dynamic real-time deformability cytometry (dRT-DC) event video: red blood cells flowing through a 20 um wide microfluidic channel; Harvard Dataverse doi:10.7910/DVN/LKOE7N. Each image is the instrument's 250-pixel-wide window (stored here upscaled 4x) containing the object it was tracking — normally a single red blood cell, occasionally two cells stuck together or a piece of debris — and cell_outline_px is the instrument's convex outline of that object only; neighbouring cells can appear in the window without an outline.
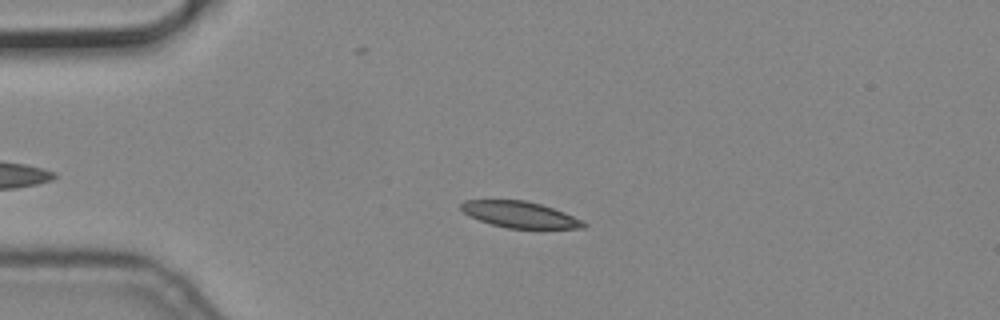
{"species": "common noctule bat (a hibernating species)", "species_latin": "Nyctalus noctula", "temperature_condition": "cold", "stored_images_in_passage": 19, "camera_frame_rate_fps": 3000, "um_per_image_px": 0.085, "animal": {"sex": "male", "body_mass_g": 19.2, "forearm_length_mm": 51.8}, "frame": {"image": 1, "passage_image": 13, "time_ms": 4.0, "image_size_px": [1000, 320], "cell_outline_px": [[588, 224], [584, 228], [508, 228], [492, 224], [480, 220], [464, 212], [460, 208], [460, 204], [464, 200], [524, 200], [540, 204], [564, 212], [584, 220]], "centroid_in_image_um": [44.22, 18.23], "position_along_channel_um": 40.8, "area_um2": 18.55}}
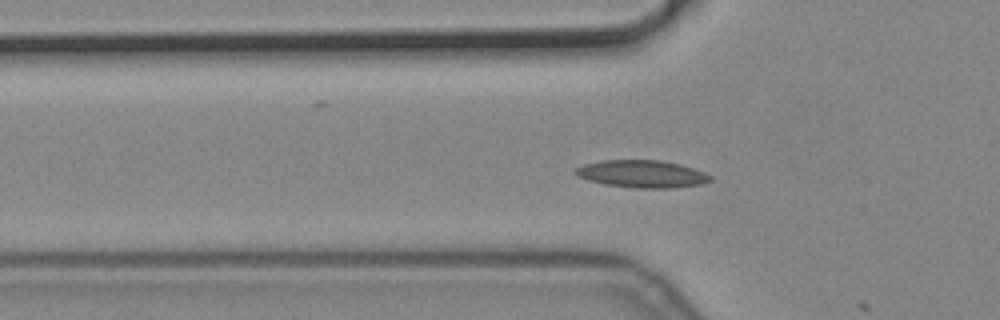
{"frame": {"image": 2, "passage_image": 18, "time_ms": 5.667, "image_size_px": [1000, 320], "cell_outline_px": [[712, 180], [704, 184], [672, 188], [636, 188], [604, 184], [588, 180], [576, 176], [572, 172], [576, 168], [584, 164], [600, 160], [660, 160], [680, 164], [704, 172], [712, 176]], "centroid_in_image_um": [54.56, 14.78], "position_along_channel_um": 71.2, "area_um2": 21.73}}